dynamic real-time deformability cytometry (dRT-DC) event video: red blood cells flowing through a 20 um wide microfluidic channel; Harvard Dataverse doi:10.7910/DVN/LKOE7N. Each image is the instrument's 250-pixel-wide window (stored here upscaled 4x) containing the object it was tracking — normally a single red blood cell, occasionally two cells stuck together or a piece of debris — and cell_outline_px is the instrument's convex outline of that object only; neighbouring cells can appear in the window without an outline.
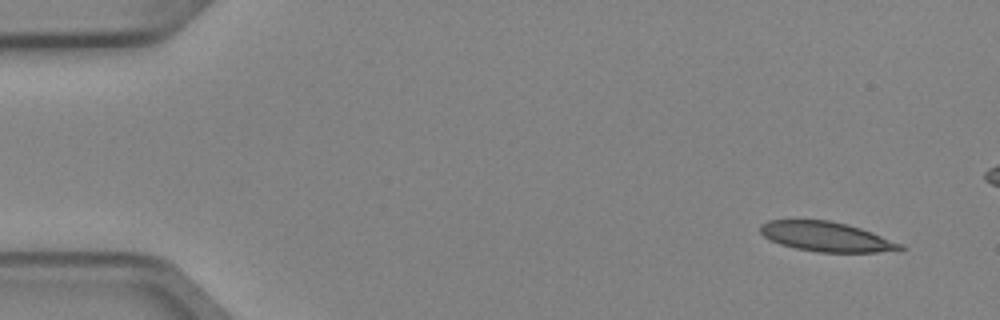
{"species": "Egyptian fruit bat (a non-hibernating species)", "species_latin": "Rousettus aegyptiacus", "temperature_condition": "cold", "stored_images_in_passage": 5, "camera_frame_rate_fps": 3000, "um_per_image_px": 0.085, "animal": {"sex": "female"}, "frame": {"image": 1, "passage_image": 1, "time_ms": 0.0, "image_size_px": [1000, 320], "cell_outline_px": [[904, 248], [900, 252], [820, 252], [796, 248], [780, 244], [764, 236], [760, 232], [760, 224], [768, 220], [828, 220], [848, 224], [872, 232], [904, 244]], "centroid_in_image_um": [70.3, 20.12], "position_along_channel_um": 14.7, "area_um2": 24.33}}